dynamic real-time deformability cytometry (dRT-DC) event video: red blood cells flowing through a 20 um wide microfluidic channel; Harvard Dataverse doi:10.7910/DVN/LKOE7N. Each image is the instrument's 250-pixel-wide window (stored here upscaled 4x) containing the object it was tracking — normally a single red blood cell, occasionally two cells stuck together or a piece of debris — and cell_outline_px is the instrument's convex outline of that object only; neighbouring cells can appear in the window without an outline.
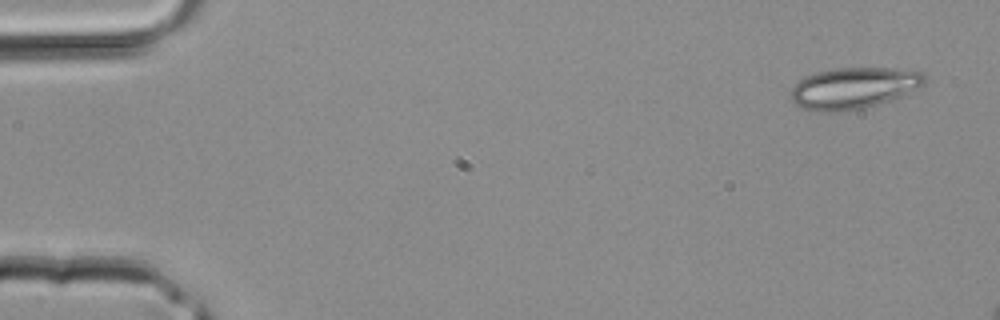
{"species": "common noctule bat (a hibernating species)", "species_latin": "Nyctalus noctula", "temperature_condition": "room temperature", "stored_images_in_passage": 3, "camera_frame_rate_fps": 3000, "um_per_image_px": 0.085, "animal": {"sex": "male", "body_mass_g": 20.4}, "frame": {"image": 1, "passage_image": 1, "time_ms": 0.0, "image_size_px": [1000, 320], "cell_outline_px": [[924, 84], [908, 96], [864, 108], [840, 112], [824, 112], [804, 108], [792, 104], [792, 88], [804, 76], [816, 72], [832, 68], [888, 68], [924, 72]], "centroid_in_image_um": [72.6, 7.5], "position_along_channel_um": 12.4, "area_um2": 32.6}}